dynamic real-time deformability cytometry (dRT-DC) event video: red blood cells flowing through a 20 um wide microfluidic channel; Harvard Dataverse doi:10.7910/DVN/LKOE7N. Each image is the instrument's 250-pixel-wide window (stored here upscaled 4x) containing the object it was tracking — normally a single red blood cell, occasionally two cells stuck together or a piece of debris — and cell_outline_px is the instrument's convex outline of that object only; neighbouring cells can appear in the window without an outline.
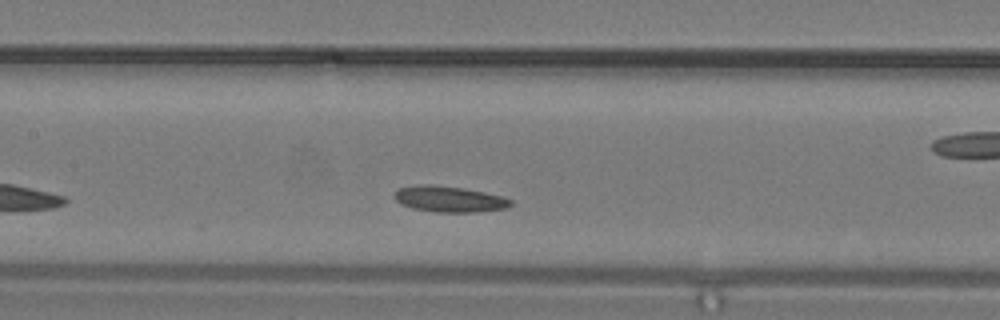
{"species": "common noctule bat (a hibernating species)", "species_latin": "Nyctalus noctula", "temperature_condition": "warm", "stored_images_in_passage": 12, "camera_frame_rate_fps": 3000, "um_per_image_px": 0.085, "animal": {"sex": "male", "body_mass_g": 19.2, "forearm_length_mm": 51.8}, "frame": {"image": 1, "passage_image": 9, "time_ms": 2.667, "image_size_px": [1000, 320], "cell_outline_px": [[512, 204], [508, 208], [476, 212], [436, 212], [412, 208], [400, 204], [396, 200], [396, 192], [400, 188], [460, 188], [484, 192], [504, 196], [512, 200]], "centroid_in_image_um": [38.34, 17.0], "position_along_channel_um": 169.1, "area_um2": 16.47}}